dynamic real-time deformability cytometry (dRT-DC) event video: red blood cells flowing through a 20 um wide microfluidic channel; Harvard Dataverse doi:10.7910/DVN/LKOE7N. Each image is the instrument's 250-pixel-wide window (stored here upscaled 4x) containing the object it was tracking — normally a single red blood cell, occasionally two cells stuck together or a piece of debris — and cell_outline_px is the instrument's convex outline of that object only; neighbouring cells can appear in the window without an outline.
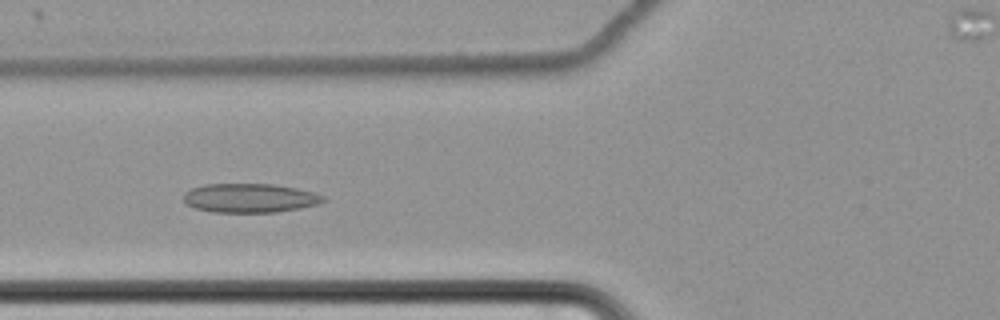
{"species": "common noctule bat (a hibernating species)", "species_latin": "Nyctalus noctula", "temperature_condition": "cold", "stored_images_in_passage": 54, "camera_frame_rate_fps": 3000, "um_per_image_px": 0.085, "animal": {"sex": "female", "body_mass_g": 22.7, "forearm_length_mm": 54.2}, "frame": {"image": 1, "passage_image": 17, "time_ms": 5.333, "image_size_px": [1000, 320], "cell_outline_px": [[328, 200], [316, 204], [300, 208], [276, 212], [212, 212], [196, 208], [188, 204], [184, 200], [184, 192], [192, 188], [204, 184], [272, 184], [296, 188], [312, 192], [324, 196]], "centroid_in_image_um": [21.24, 16.83], "position_along_channel_um": 104.6, "area_um2": 23.52}}
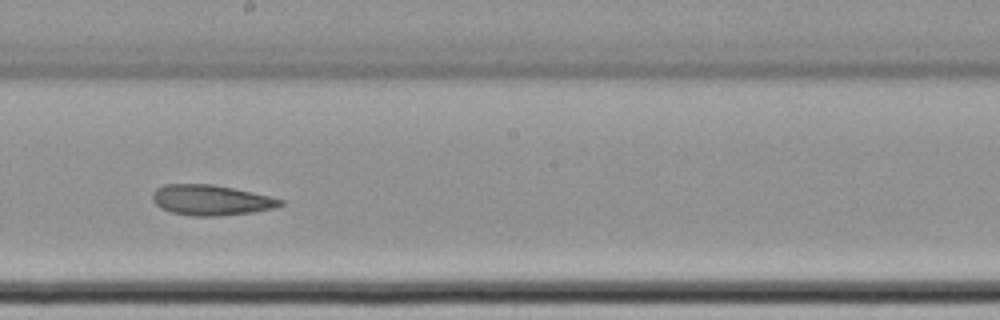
{"frame": {"image": 2, "passage_image": 28, "time_ms": 9.0, "image_size_px": [1000, 320], "cell_outline_px": [[284, 204], [276, 208], [252, 212], [216, 216], [192, 216], [172, 212], [160, 208], [152, 200], [152, 192], [156, 188], [164, 184], [212, 184], [252, 192], [284, 200]], "centroid_in_image_um": [17.91, 17.01], "position_along_channel_um": 230.3, "area_um2": 22.66}}
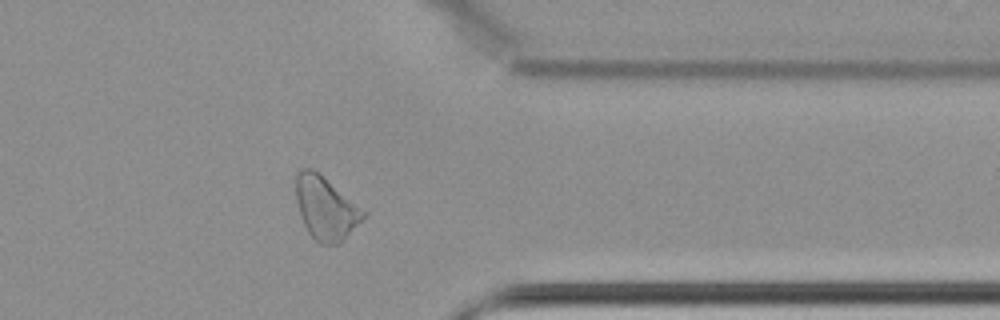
{"frame": {"image": 3, "passage_image": 42, "time_ms": 13.667, "image_size_px": [1000, 320], "cell_outline_px": [[368, 212], [344, 240], [336, 244], [320, 244], [308, 232], [300, 216], [296, 200], [296, 172], [300, 168], [312, 168]], "centroid_in_image_um": [27.67, 17.69], "position_along_channel_um": 383.7, "area_um2": 24.62}}